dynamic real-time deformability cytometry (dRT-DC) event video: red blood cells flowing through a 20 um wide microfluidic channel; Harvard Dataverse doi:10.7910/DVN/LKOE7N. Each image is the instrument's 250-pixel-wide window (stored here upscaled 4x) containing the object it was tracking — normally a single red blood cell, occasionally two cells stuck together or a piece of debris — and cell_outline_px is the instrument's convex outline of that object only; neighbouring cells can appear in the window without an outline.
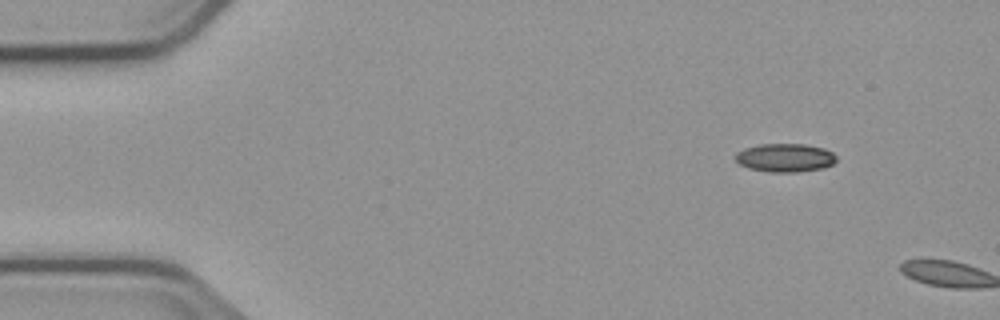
{"species": "common noctule bat (a hibernating species)", "species_latin": "Nyctalus noctula", "temperature_condition": "cold", "stored_images_in_passage": 2, "camera_frame_rate_fps": 3000, "um_per_image_px": 0.085, "animal": {"sex": "male", "body_mass_g": 23.1, "forearm_length_mm": 52.7}, "frame": {"image": 1, "passage_image": 1, "time_ms": 0.0, "image_size_px": [1000, 320], "cell_outline_px": [[836, 160], [832, 164], [824, 168], [796, 172], [772, 172], [748, 168], [740, 164], [736, 160], [736, 152], [744, 148], [760, 144], [804, 144], [824, 148], [832, 152], [836, 156]], "centroid_in_image_um": [66.74, 13.4], "position_along_channel_um": 18.3, "area_um2": 16.7}}